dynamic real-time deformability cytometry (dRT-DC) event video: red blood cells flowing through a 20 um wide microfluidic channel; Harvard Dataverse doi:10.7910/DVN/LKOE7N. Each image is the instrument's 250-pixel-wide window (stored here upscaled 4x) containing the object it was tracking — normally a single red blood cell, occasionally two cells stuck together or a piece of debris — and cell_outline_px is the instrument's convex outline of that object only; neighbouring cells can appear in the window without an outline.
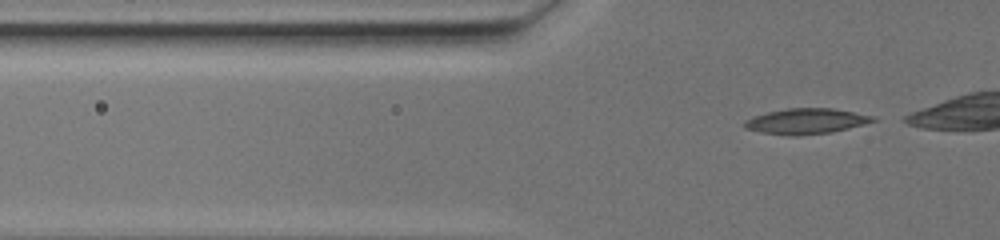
{"species": "common noctule bat (a hibernating species)", "species_latin": "Nyctalus noctula", "temperature_condition": "warm", "stored_images_in_passage": 40, "camera_frame_rate_fps": 3000, "um_per_image_px": 0.085, "animal": {"sex": "female", "body_mass_g": 19.5, "forearm_length_mm": 54.1}, "frame": {"image": 1, "passage_image": 2, "time_ms": 0.333, "image_size_px": [1000, 240], "cell_outline_px": [[876, 120], [848, 128], [832, 132], [792, 136], [764, 132], [744, 128], [744, 120], [752, 116], [768, 112], [788, 108], [832, 108], [872, 116]], "centroid_in_image_um": [68.46, 10.3], "position_along_channel_um": 57.3, "area_um2": 18.73}}
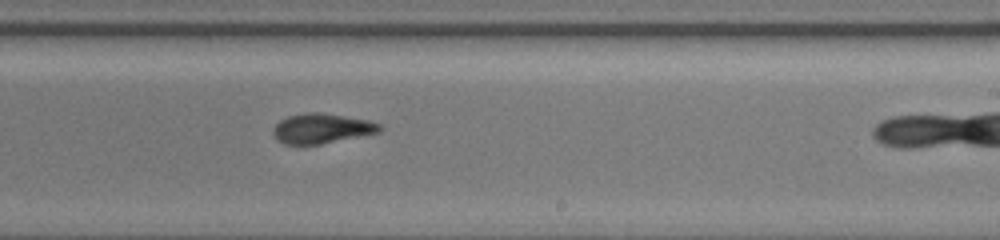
{"frame": {"image": 2, "passage_image": 24, "time_ms": 7.667, "image_size_px": [1000, 240], "cell_outline_px": [[380, 128], [376, 132], [320, 144], [284, 144], [276, 140], [272, 132], [276, 124], [280, 120], [288, 116], [304, 112], [316, 112], [368, 120], [380, 124]], "centroid_in_image_um": [27.25, 10.91], "position_along_channel_um": 261.8, "area_um2": 18.09}}
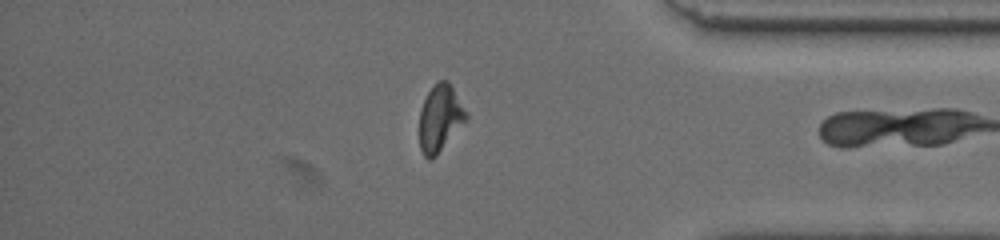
{"frame": {"image": 3, "passage_image": 39, "time_ms": 12.667, "image_size_px": [1000, 240], "cell_outline_px": [[468, 120], [436, 156], [432, 160], [428, 160], [424, 156], [420, 148], [420, 108], [428, 92], [440, 80], [448, 80], [468, 112]], "centroid_in_image_um": [37.43, 10.07], "position_along_channel_um": 397.8, "area_um2": 18.32}}